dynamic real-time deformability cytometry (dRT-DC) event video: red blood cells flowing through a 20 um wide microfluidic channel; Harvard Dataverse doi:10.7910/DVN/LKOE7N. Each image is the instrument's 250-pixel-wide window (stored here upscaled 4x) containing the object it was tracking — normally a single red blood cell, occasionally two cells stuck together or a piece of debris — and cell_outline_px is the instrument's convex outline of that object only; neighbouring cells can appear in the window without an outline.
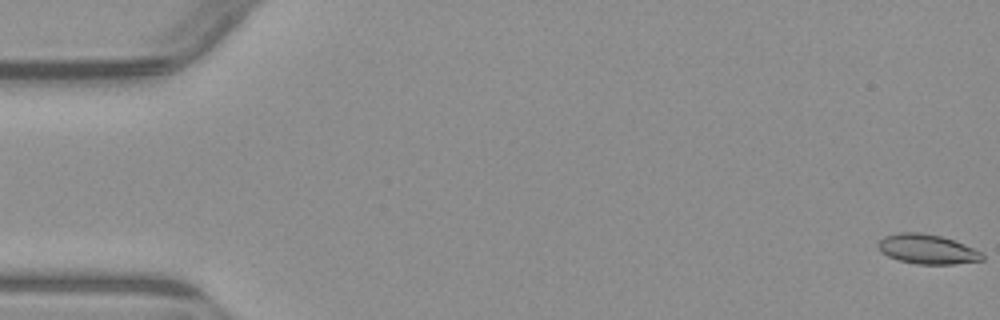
{"species": "common noctule bat (a hibernating species)", "species_latin": "Nyctalus noctula", "temperature_condition": "warm", "stored_images_in_passage": 5, "camera_frame_rate_fps": 3000, "um_per_image_px": 0.085, "animal": {"sex": "male", "body_mass_g": 23.1, "forearm_length_mm": 52.7}, "frame": {"image": 1, "passage_image": 1, "time_ms": 0.0, "image_size_px": [1000, 320], "cell_outline_px": [[984, 260], [952, 264], [916, 264], [900, 260], [888, 256], [880, 252], [876, 244], [884, 236], [900, 232], [920, 232], [940, 236], [964, 244], [984, 252]], "centroid_in_image_um": [78.82, 21.18], "position_along_channel_um": 6.2, "area_um2": 18.03}}
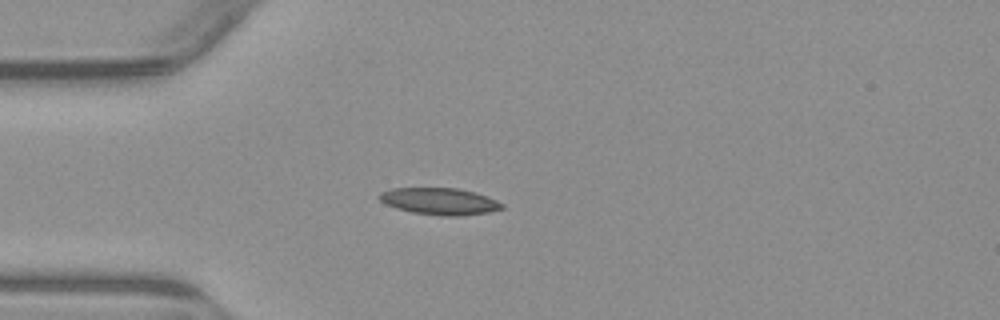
{"frame": {"image": 2, "passage_image": 5, "time_ms": 4.667, "image_size_px": [1000, 320], "cell_outline_px": [[504, 208], [488, 212], [460, 216], [440, 216], [412, 212], [396, 208], [384, 204], [376, 196], [380, 192], [392, 188], [456, 188], [476, 192], [488, 196], [504, 204]], "centroid_in_image_um": [37.35, 17.11], "position_along_channel_um": 47.7, "area_um2": 19.36}}